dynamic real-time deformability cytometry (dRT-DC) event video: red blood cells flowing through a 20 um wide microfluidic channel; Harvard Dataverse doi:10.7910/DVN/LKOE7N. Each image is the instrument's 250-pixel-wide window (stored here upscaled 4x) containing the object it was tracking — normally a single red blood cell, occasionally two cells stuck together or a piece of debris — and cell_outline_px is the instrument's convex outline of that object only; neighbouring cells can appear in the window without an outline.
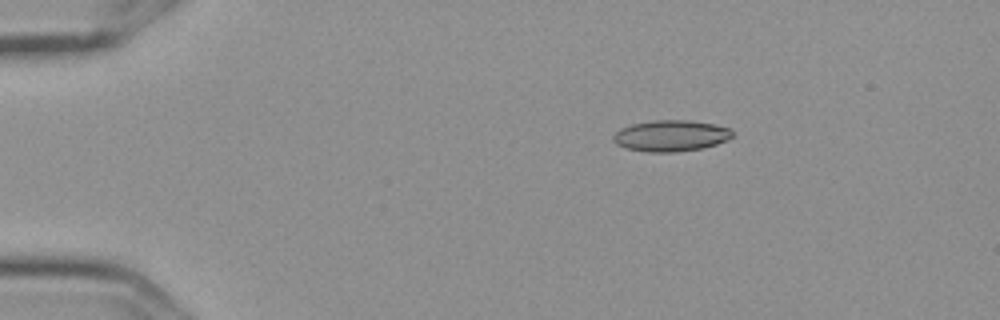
{"species": "Egyptian fruit bat (a non-hibernating species)", "species_latin": "Rousettus aegyptiacus", "temperature_condition": "cold", "stored_images_in_passage": 8, "camera_frame_rate_fps": 3000, "um_per_image_px": 0.085, "frame": {"image": 1, "passage_image": 2, "time_ms": 0.333, "image_size_px": [1000, 320], "cell_outline_px": [[732, 136], [728, 140], [704, 148], [676, 152], [648, 152], [624, 148], [616, 144], [612, 140], [612, 136], [620, 128], [632, 124], [652, 120], [688, 120], [716, 124], [732, 128]], "centroid_in_image_um": [57.02, 11.54], "position_along_channel_um": 28.0, "area_um2": 21.96}}
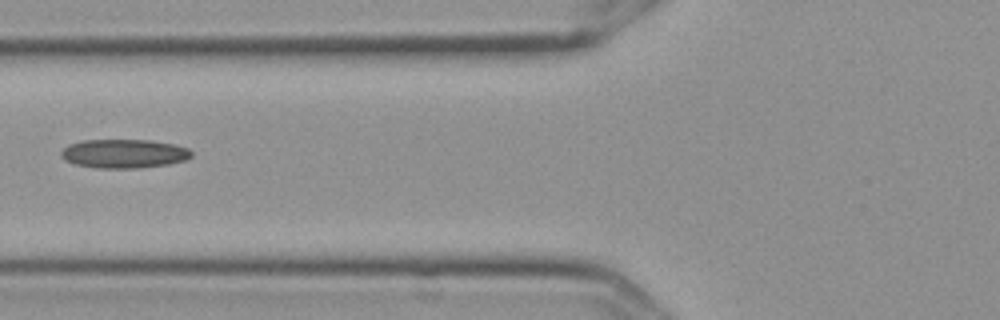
{"frame": {"image": 2, "passage_image": 5, "time_ms": 1.333, "image_size_px": [1000, 320], "cell_outline_px": [[192, 156], [184, 160], [168, 164], [140, 168], [96, 168], [76, 164], [64, 160], [60, 156], [60, 152], [68, 144], [80, 140], [152, 140], [176, 144], [188, 148], [192, 152]], "centroid_in_image_um": [10.52, 13.05], "position_along_channel_um": 115.3, "area_um2": 22.14}}
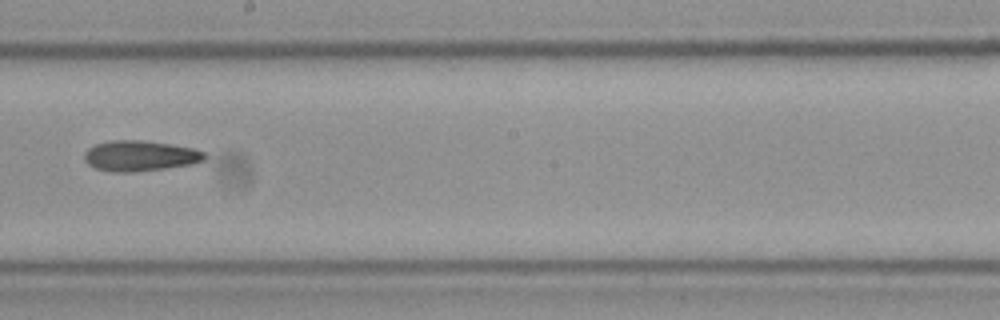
{"frame": {"image": 3, "passage_image": 8, "time_ms": 2.333, "image_size_px": [1000, 320], "cell_outline_px": [[208, 156], [204, 160], [192, 164], [164, 168], [132, 172], [112, 172], [96, 168], [88, 164], [84, 160], [84, 152], [88, 148], [96, 144], [108, 140], [140, 140], [168, 144], [192, 148], [204, 152]], "centroid_in_image_um": [11.87, 13.24], "position_along_channel_um": 236.3, "area_um2": 21.33}}